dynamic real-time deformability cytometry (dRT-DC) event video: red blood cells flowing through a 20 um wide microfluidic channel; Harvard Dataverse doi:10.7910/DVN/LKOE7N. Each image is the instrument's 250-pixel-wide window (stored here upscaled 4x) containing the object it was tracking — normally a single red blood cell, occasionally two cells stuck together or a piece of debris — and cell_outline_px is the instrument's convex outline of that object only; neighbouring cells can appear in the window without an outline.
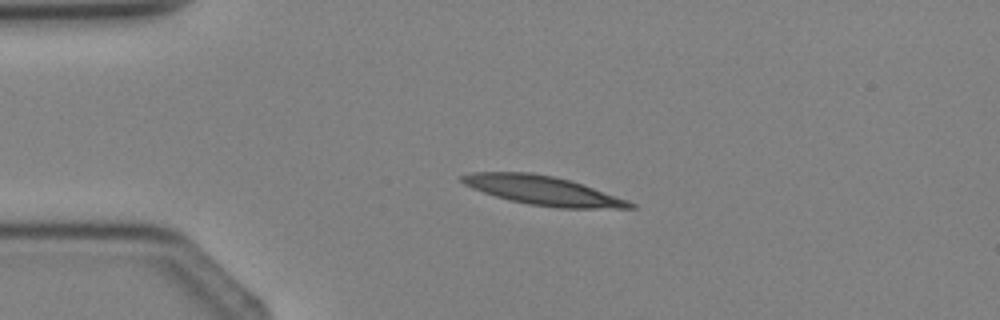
{"species": "Egyptian fruit bat (a non-hibernating species)", "species_latin": "Rousettus aegyptiacus", "temperature_condition": "cold", "stored_images_in_passage": 2, "camera_frame_rate_fps": 3000, "um_per_image_px": 0.085, "animal": {"sex": "female"}, "frame": {"image": 1, "passage_image": 1, "time_ms": 0.0, "image_size_px": [1000, 320], "cell_outline_px": [[636, 208], [556, 208], [528, 204], [508, 200], [472, 188], [464, 184], [460, 180], [460, 176], [472, 172], [532, 172], [552, 176], [568, 180], [628, 200], [636, 204]], "centroid_in_image_um": [46.11, 16.2], "position_along_channel_um": 38.9, "area_um2": 28.15}}